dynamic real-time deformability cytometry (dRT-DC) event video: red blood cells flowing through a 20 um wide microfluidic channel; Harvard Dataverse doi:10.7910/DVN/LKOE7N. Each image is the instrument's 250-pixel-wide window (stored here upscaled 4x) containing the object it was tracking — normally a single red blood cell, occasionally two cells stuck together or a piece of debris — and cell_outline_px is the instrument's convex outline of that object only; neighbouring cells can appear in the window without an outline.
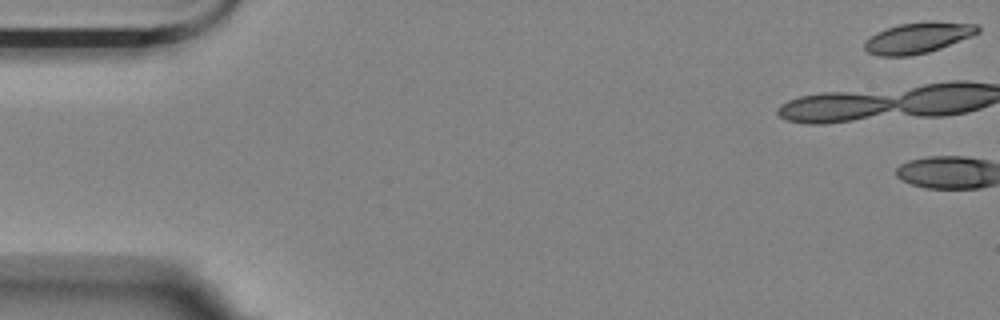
{"species": "Egyptian fruit bat (a non-hibernating species)", "species_latin": "Rousettus aegyptiacus", "temperature_condition": "room temperature", "stored_images_in_passage": 5, "camera_frame_rate_fps": 3000, "um_per_image_px": 0.085, "animal": {"sex": "female"}, "frame": {"image": 1, "passage_image": 1, "time_ms": 0.0, "image_size_px": [1000, 320], "cell_outline_px": [[980, 32], [972, 36], [940, 48], [928, 52], [908, 56], [880, 56], [868, 52], [864, 48], [864, 40], [876, 32], [900, 24], [928, 20], [932, 20], [976, 24], [980, 28]], "centroid_in_image_um": [78.03, 3.19], "position_along_channel_um": 7.0, "area_um2": 20.52}}